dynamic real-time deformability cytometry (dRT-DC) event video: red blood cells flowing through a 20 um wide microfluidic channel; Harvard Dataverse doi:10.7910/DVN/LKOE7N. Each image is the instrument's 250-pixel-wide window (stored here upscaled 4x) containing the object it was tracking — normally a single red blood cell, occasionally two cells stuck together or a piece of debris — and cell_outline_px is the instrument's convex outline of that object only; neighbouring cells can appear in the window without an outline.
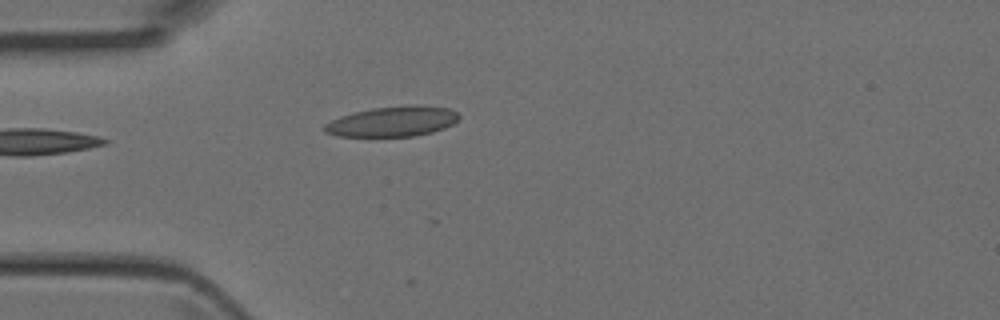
{"species": "Egyptian fruit bat (a non-hibernating species)", "species_latin": "Rousettus aegyptiacus", "temperature_condition": "room temperature", "stored_images_in_passage": 1, "camera_frame_rate_fps": 3000, "um_per_image_px": 0.085, "animal": {"sex": "female"}, "frame": {"image": 1, "passage_image": 1, "time_ms": 0.0, "image_size_px": [1000, 320], "cell_outline_px": [[460, 116], [452, 124], [444, 128], [432, 132], [412, 136], [340, 136], [324, 132], [324, 124], [340, 116], [352, 112], [372, 108], [408, 104], [412, 104], [448, 108], [456, 112]], "centroid_in_image_um": [33.35, 10.31], "position_along_channel_um": 51.6, "area_um2": 23.64}}